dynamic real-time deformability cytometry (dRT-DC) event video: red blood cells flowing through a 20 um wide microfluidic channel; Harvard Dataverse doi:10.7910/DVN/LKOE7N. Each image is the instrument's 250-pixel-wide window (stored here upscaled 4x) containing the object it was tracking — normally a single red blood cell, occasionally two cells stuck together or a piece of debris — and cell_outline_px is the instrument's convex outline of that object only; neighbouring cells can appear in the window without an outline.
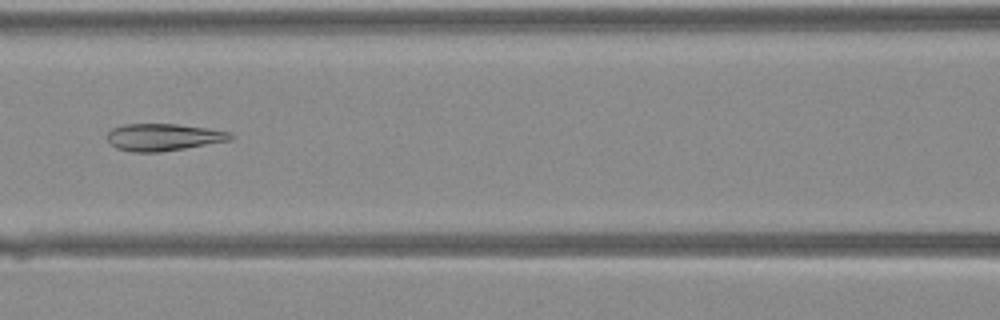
{"species": "Egyptian fruit bat (a non-hibernating species)", "species_latin": "Rousettus aegyptiacus", "temperature_condition": "warm", "stored_images_in_passage": 38, "camera_frame_rate_fps": 3000, "um_per_image_px": 0.085, "animal": {"sex": "female"}, "frame": {"image": 1, "passage_image": 16, "time_ms": 5.0, "image_size_px": [1000, 320], "cell_outline_px": [[232, 140], [160, 152], [132, 152], [116, 148], [108, 140], [108, 132], [112, 128], [124, 124], [176, 124], [204, 128], [228, 132], [232, 136]], "centroid_in_image_um": [13.84, 11.66], "position_along_channel_um": 152.8, "area_um2": 19.19}}
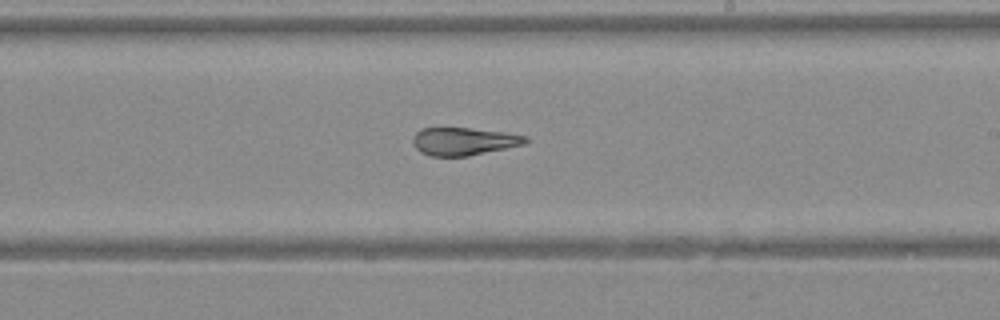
{"frame": {"image": 2, "passage_image": 22, "time_ms": 7.0, "image_size_px": [1000, 320], "cell_outline_px": [[528, 140], [524, 144], [468, 156], [432, 156], [420, 152], [416, 148], [412, 140], [416, 132], [420, 128], [468, 128], [500, 132], [528, 136]], "centroid_in_image_um": [39.38, 12.01], "position_along_channel_um": 249.6, "area_um2": 17.98}}
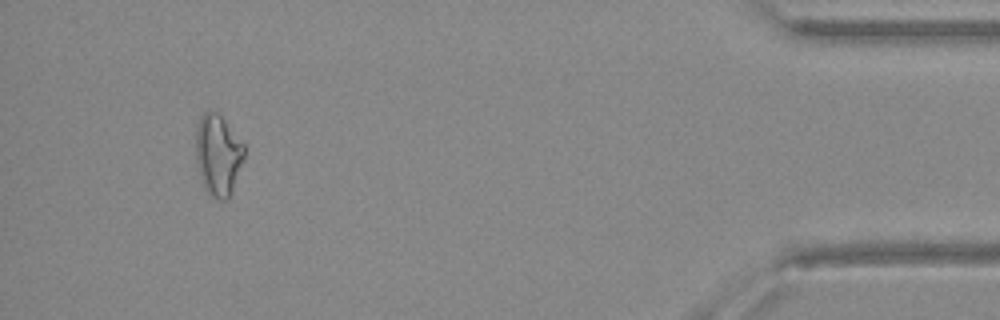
{"frame": {"image": 3, "passage_image": 36, "time_ms": 11.667, "image_size_px": [1000, 320], "cell_outline_px": [[244, 160], [232, 188], [228, 196], [224, 200], [220, 200], [212, 196], [208, 192], [204, 184], [196, 160], [196, 128], [200, 116], [204, 112], [216, 112], [224, 120], [244, 144]], "centroid_in_image_um": [18.53, 13.13], "position_along_channel_um": 416.7, "area_um2": 22.25}}